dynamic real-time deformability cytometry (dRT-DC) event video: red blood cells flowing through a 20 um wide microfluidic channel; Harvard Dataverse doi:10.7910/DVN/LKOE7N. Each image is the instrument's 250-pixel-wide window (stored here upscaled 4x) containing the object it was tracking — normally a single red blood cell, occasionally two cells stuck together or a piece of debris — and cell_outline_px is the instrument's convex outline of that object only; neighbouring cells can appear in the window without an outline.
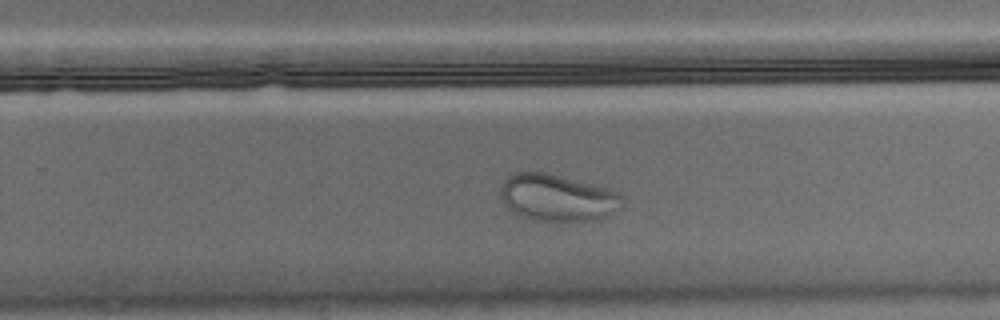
{"species": "Egyptian fruit bat (a non-hibernating species)", "species_latin": "Rousettus aegyptiacus", "temperature_condition": "warm", "stored_images_in_passage": 48, "camera_frame_rate_fps": 3000, "um_per_image_px": 0.085, "animal": {"sex": "male"}, "frame": {"image": 1, "passage_image": 35, "time_ms": 11.333, "image_size_px": [1000, 320], "cell_outline_px": [[624, 196], [612, 212], [596, 220], [532, 220], [520, 216], [508, 208], [504, 204], [500, 196], [500, 188], [508, 172], [548, 172], [612, 188], [620, 192]], "centroid_in_image_um": [47.33, 16.76], "position_along_channel_um": 282.5, "area_um2": 33.47}}